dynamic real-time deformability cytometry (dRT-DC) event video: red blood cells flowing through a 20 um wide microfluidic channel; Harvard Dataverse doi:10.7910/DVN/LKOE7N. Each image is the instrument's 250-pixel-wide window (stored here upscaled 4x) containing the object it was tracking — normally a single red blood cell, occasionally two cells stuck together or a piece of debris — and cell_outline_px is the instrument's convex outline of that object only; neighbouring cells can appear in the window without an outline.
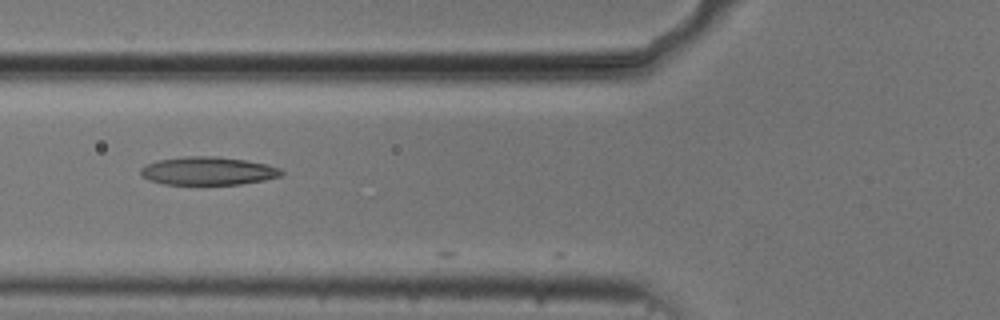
{"species": "common noctule bat (a hibernating species)", "species_latin": "Nyctalus noctula", "temperature_condition": "cold", "stored_images_in_passage": 33, "camera_frame_rate_fps": 3000, "um_per_image_px": 0.085, "animal": {"sex": "male", "body_mass_g": 20.5, "forearm_length_mm": 52.5}, "frame": {"image": 1, "passage_image": 2, "time_ms": 0.333, "image_size_px": [1000, 320], "cell_outline_px": [[284, 172], [280, 176], [264, 180], [240, 184], [164, 184], [148, 180], [140, 176], [140, 168], [148, 164], [160, 160], [184, 156], [216, 156], [244, 160], [268, 164], [280, 168]], "centroid_in_image_um": [17.67, 14.53], "position_along_channel_um": 108.1, "area_um2": 23.06}}
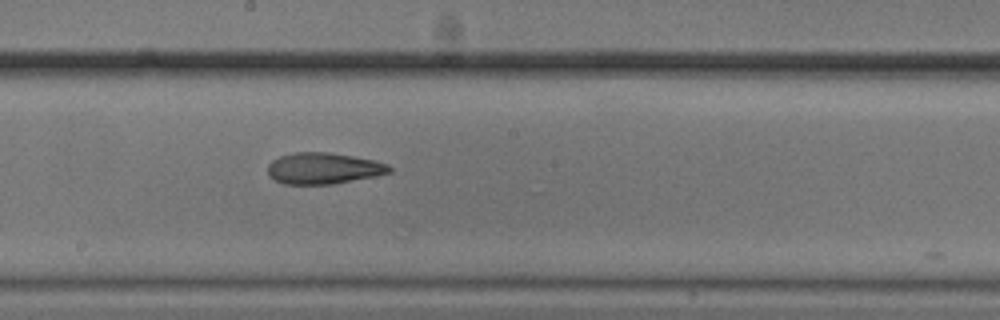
{"frame": {"image": 2, "passage_image": 11, "time_ms": 3.333, "image_size_px": [1000, 320], "cell_outline_px": [[392, 172], [376, 176], [332, 184], [284, 184], [268, 176], [268, 164], [272, 160], [280, 156], [296, 152], [328, 152], [376, 160], [388, 164], [392, 168]], "centroid_in_image_um": [27.51, 14.31], "position_along_channel_um": 220.7, "area_um2": 22.25}}
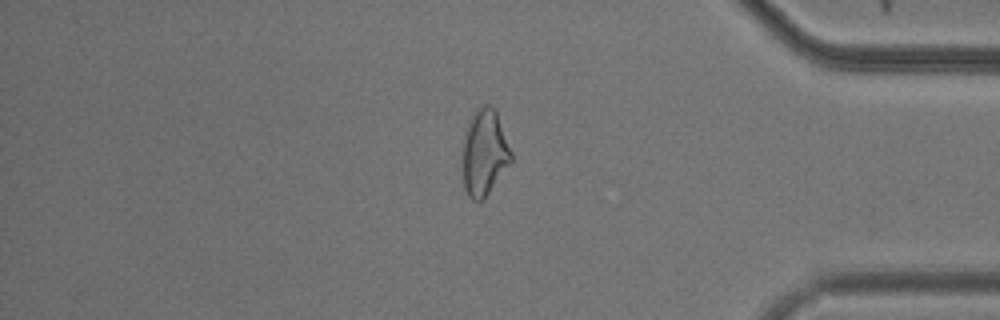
{"frame": {"image": 3, "passage_image": 27, "time_ms": 8.667, "image_size_px": [1000, 320], "cell_outline_px": [[512, 160], [484, 200], [472, 200], [468, 196], [464, 188], [460, 152], [468, 124], [476, 108], [484, 104], [488, 104], [496, 112], [512, 152]], "centroid_in_image_um": [41.13, 13.01], "position_along_channel_um": 394.1, "area_um2": 24.62}, "authors_computed_cell_mechanics": {"area_um2": 22.3108, "velocity_mm_per_s": 3.7307, "shape_relaxation_time_tau1_ms": 8.1397, "shape_relaxation_time_tau2_ms": 3.1854, "deformation_change_tau1": 0.2076, "deformation_change_tau2": 0.0862}}